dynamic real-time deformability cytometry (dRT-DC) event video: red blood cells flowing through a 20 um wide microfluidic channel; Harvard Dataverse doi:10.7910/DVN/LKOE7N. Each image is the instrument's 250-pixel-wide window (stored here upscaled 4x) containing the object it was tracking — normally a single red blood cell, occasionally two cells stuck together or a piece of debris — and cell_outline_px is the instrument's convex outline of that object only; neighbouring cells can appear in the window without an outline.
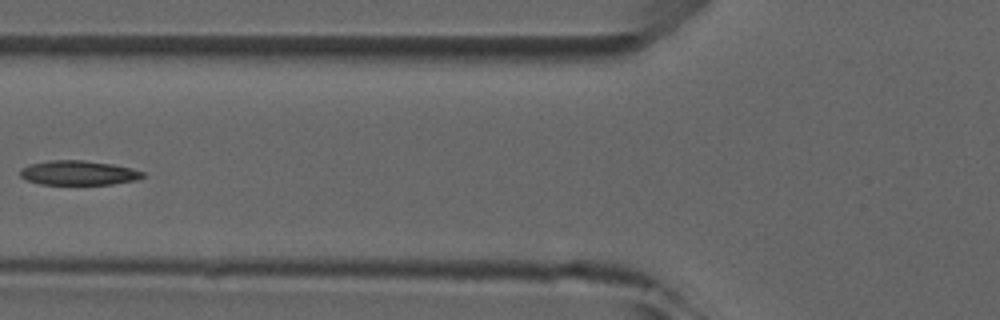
{"species": "common noctule bat (a hibernating species)", "species_latin": "Nyctalus noctula", "temperature_condition": "room temperature", "stored_images_in_passage": 5, "camera_frame_rate_fps": 3000, "um_per_image_px": 0.085, "animal": {"sex": "male", "forearm_length_mm": 52.5}, "frame": {"image": 1, "passage_image": 5, "time_ms": 4.667, "image_size_px": [1000, 320], "cell_outline_px": [[144, 176], [136, 180], [112, 184], [40, 184], [28, 180], [20, 176], [20, 168], [28, 164], [52, 160], [84, 160], [112, 164], [132, 168], [144, 172]], "centroid_in_image_um": [6.66, 14.68], "position_along_channel_um": 119.1, "area_um2": 17.46}}